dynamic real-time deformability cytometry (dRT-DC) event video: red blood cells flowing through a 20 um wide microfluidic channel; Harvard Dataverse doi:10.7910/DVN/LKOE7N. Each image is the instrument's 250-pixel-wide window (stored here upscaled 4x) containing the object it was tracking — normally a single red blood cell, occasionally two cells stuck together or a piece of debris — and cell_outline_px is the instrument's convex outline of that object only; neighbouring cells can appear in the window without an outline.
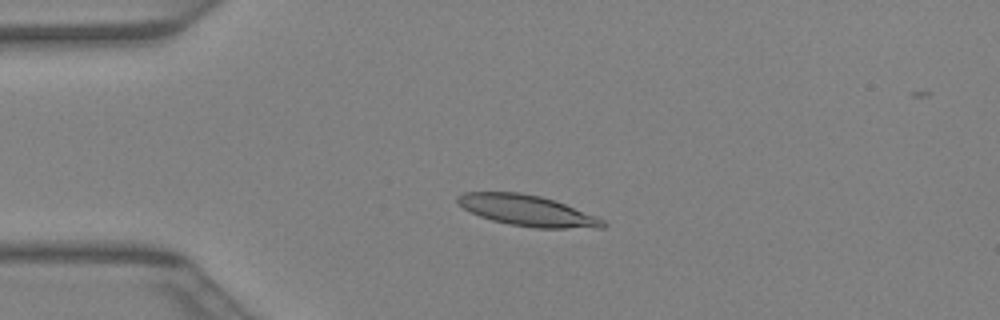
{"species": "Egyptian fruit bat (a non-hibernating species)", "species_latin": "Rousettus aegyptiacus", "temperature_condition": "warm", "stored_images_in_passage": 33, "camera_frame_rate_fps": 3000, "um_per_image_px": 0.085, "animal": {"sex": "female"}, "frame": {"image": 1, "passage_image": 2, "time_ms": 0.333, "image_size_px": [1000, 320], "cell_outline_px": [[608, 224], [604, 228], [536, 228], [508, 224], [492, 220], [480, 216], [464, 208], [456, 200], [456, 196], [464, 192], [520, 192], [540, 196], [564, 204], [596, 216], [604, 220]], "centroid_in_image_um": [44.83, 17.9], "position_along_channel_um": 40.2, "area_um2": 25.95}}
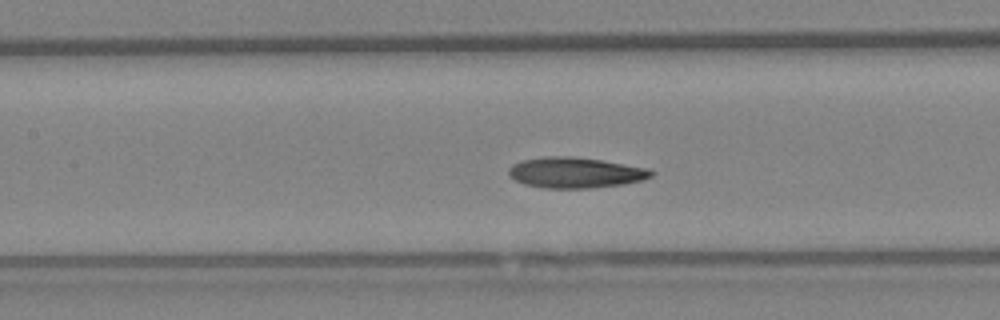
{"frame": {"image": 2, "passage_image": 11, "time_ms": 3.333, "image_size_px": [1000, 320], "cell_outline_px": [[656, 172], [652, 176], [644, 180], [624, 184], [592, 188], [544, 188], [524, 184], [516, 180], [508, 172], [508, 168], [512, 164], [524, 160], [548, 156], [572, 156], [600, 160], [648, 168]], "centroid_in_image_um": [48.94, 14.68], "position_along_channel_um": 158.5, "area_um2": 25.43}}
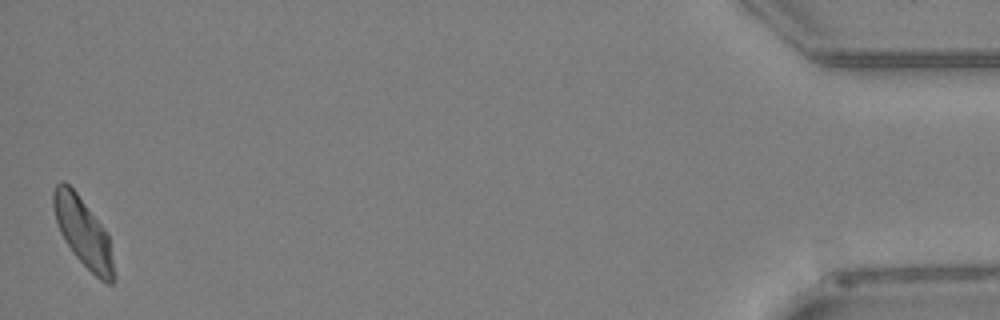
{"frame": {"image": 3, "passage_image": 33, "time_ms": 10.667, "image_size_px": [1000, 320], "cell_outline_px": [[116, 276], [112, 284], [108, 284], [100, 280], [72, 252], [64, 240], [60, 232], [56, 220], [52, 204], [52, 192], [56, 184], [60, 180], [64, 180], [76, 192], [100, 224], [108, 236]], "centroid_in_image_um": [7.05, 19.75], "position_along_channel_um": 428.2, "area_um2": 23.93}}